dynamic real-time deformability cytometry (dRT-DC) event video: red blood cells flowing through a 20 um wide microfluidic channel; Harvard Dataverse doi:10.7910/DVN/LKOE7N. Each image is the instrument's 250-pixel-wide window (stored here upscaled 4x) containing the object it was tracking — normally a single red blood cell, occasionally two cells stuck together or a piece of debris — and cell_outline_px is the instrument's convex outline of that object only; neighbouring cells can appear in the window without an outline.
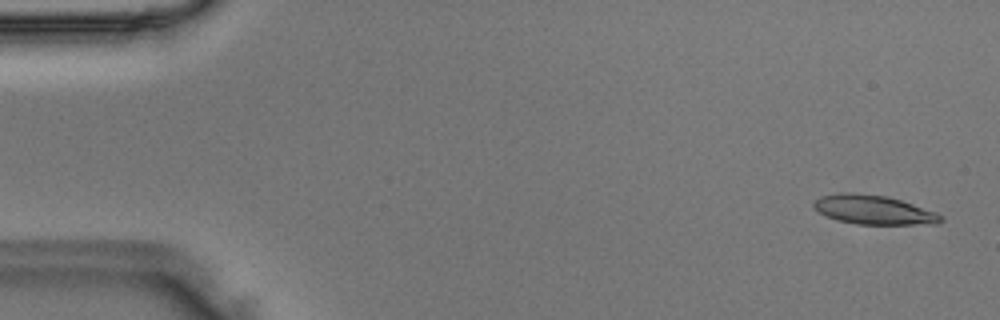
{"species": "Egyptian fruit bat (a non-hibernating species)", "species_latin": "Rousettus aegyptiacus", "temperature_condition": "room temperature", "stored_images_in_passage": 8, "camera_frame_rate_fps": 3000, "um_per_image_px": 0.085, "animal": {"sex": "male"}, "frame": {"image": 1, "passage_image": 2, "time_ms": 0.333, "image_size_px": [1000, 320], "cell_outline_px": [[944, 220], [936, 224], [856, 224], [836, 220], [812, 208], [812, 204], [820, 196], [840, 192], [856, 192], [888, 196], [936, 212], [944, 216]], "centroid_in_image_um": [74.25, 17.82], "position_along_channel_um": 10.8, "area_um2": 21.73}}